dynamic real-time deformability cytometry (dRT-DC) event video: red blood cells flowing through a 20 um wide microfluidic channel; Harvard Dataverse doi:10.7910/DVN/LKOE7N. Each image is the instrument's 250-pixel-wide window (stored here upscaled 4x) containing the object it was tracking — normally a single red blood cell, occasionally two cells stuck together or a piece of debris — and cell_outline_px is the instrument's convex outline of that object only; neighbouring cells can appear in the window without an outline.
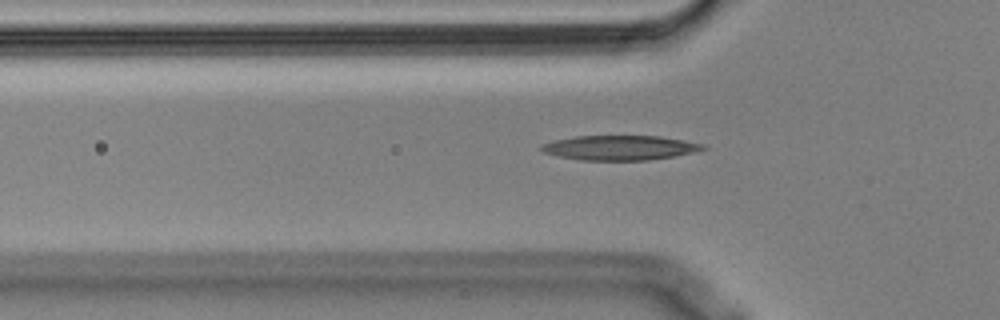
{"species": "Egyptian fruit bat (a non-hibernating species)", "species_latin": "Rousettus aegyptiacus", "temperature_condition": "cold", "stored_images_in_passage": 40, "camera_frame_rate_fps": 3000, "um_per_image_px": 0.085, "animal": {"sex": "male"}, "frame": {"image": 1, "passage_image": 7, "time_ms": 2.0, "image_size_px": [1000, 320], "cell_outline_px": [[708, 148], [676, 156], [648, 160], [580, 160], [560, 156], [544, 152], [540, 148], [544, 144], [556, 140], [576, 136], [660, 136], [684, 140], [704, 144]], "centroid_in_image_um": [52.74, 12.56], "position_along_channel_um": 73.1, "area_um2": 23.0}}
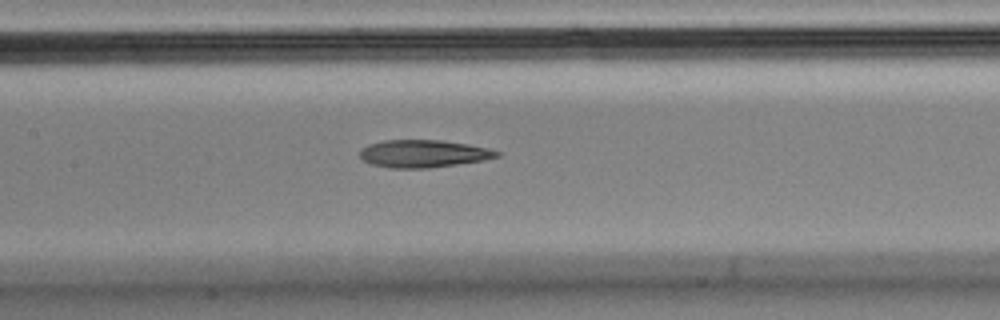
{"frame": {"image": 2, "passage_image": 15, "time_ms": 4.667, "image_size_px": [1000, 320], "cell_outline_px": [[504, 152], [500, 156], [484, 160], [428, 168], [392, 168], [372, 164], [364, 160], [360, 156], [360, 148], [368, 144], [384, 140], [444, 140], [468, 144], [488, 148]], "centroid_in_image_um": [36.02, 13.05], "position_along_channel_um": 171.4, "area_um2": 22.08}}
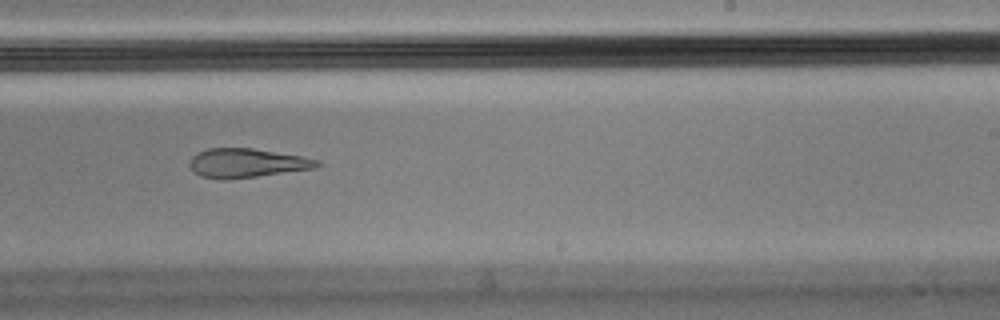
{"frame": {"image": 3, "passage_image": 23, "time_ms": 7.333, "image_size_px": [1000, 320], "cell_outline_px": [[324, 164], [316, 168], [256, 176], [224, 180], [200, 176], [188, 164], [192, 156], [196, 152], [208, 148], [252, 148], [300, 156], [320, 160]], "centroid_in_image_um": [20.98, 13.85], "position_along_channel_um": 268.0, "area_um2": 21.56}}